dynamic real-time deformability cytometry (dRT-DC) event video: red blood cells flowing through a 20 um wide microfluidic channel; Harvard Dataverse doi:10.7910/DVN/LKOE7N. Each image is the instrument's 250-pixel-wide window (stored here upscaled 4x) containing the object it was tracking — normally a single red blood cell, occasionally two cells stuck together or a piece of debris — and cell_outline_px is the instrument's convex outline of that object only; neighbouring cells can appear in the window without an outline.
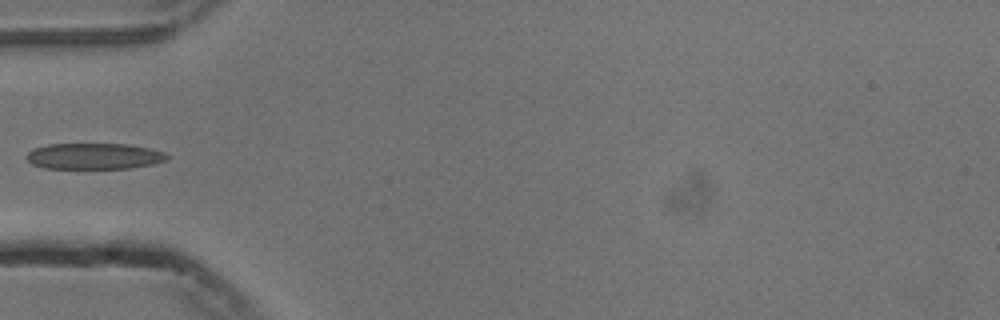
{"species": "common noctule bat (a hibernating species)", "species_latin": "Nyctalus noctula", "temperature_condition": "cold", "stored_images_in_passage": 37, "camera_frame_rate_fps": 3000, "um_per_image_px": 0.085, "animal": {"sex": "male", "body_mass_g": 13.3}, "frame": {"image": 1, "passage_image": 1, "time_ms": 0.0, "image_size_px": [1000, 320], "cell_outline_px": [[168, 160], [152, 164], [132, 168], [44, 168], [32, 164], [24, 156], [32, 148], [48, 144], [128, 144], [148, 148], [164, 152], [168, 156]], "centroid_in_image_um": [7.97, 13.27], "position_along_channel_um": 77.0, "area_um2": 21.39}}
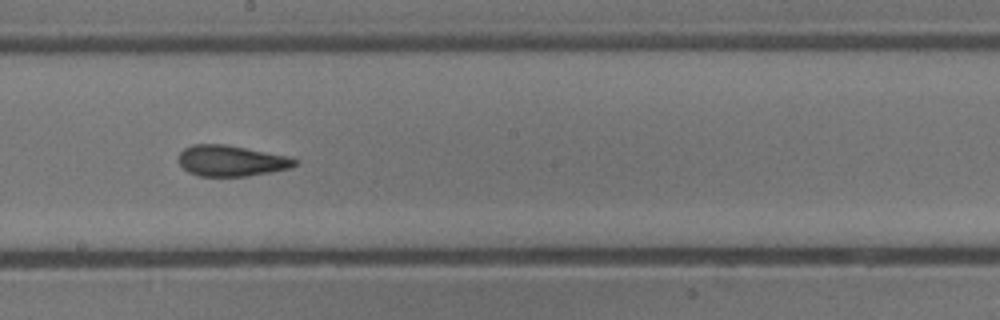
{"frame": {"image": 2, "passage_image": 13, "time_ms": 4.0, "image_size_px": [1000, 320], "cell_outline_px": [[296, 164], [288, 168], [248, 176], [200, 176], [188, 172], [180, 164], [180, 152], [184, 148], [192, 144], [228, 144], [288, 156], [296, 160]], "centroid_in_image_um": [19.63, 13.65], "position_along_channel_um": 228.6, "area_um2": 20.75}}
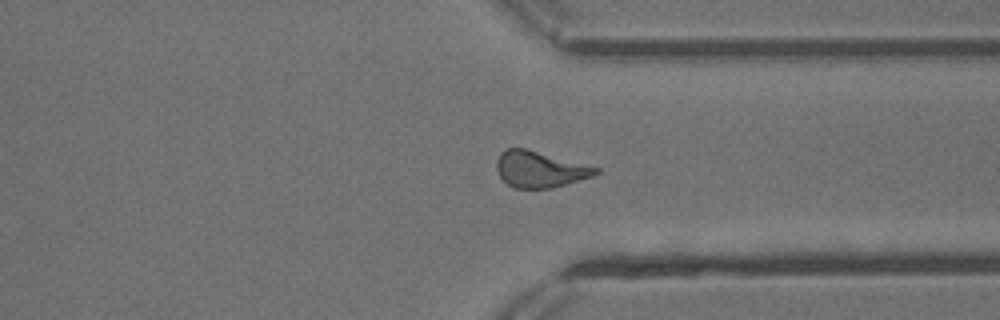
{"frame": {"image": 3, "passage_image": 24, "time_ms": 7.667, "image_size_px": [1000, 320], "cell_outline_px": [[600, 172], [592, 176], [552, 188], [512, 188], [500, 176], [496, 168], [496, 160], [500, 152], [504, 148], [524, 148], [600, 168]], "centroid_in_image_um": [45.85, 14.39], "position_along_channel_um": 365.5, "area_um2": 20.75}}